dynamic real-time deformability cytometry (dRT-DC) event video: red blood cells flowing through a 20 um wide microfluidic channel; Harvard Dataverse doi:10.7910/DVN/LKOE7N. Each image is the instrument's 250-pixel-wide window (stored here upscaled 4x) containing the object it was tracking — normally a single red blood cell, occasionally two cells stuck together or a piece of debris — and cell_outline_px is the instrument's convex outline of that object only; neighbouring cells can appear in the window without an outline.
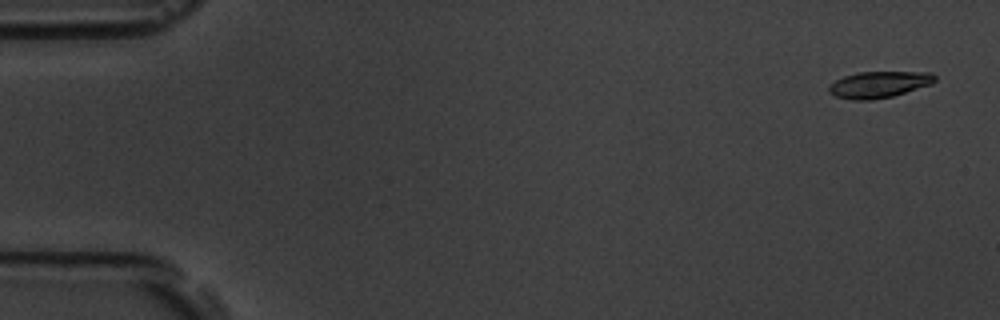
{"species": "common noctule bat (a hibernating species)", "species_latin": "Nyctalus noctula", "temperature_condition": "room temperature", "stored_images_in_passage": 5, "camera_frame_rate_fps": 3000, "um_per_image_px": 0.085, "animal": {"sex": "male", "body_mass_g": 19.5, "forearm_length_mm": 54.6}, "frame": {"image": 1, "passage_image": 1, "time_ms": 0.0, "image_size_px": [1000, 320], "cell_outline_px": [[936, 80], [932, 84], [892, 96], [872, 100], [852, 100], [836, 96], [828, 92], [828, 88], [836, 80], [844, 76], [860, 72], [932, 72], [936, 76]], "centroid_in_image_um": [74.73, 7.18], "position_along_channel_um": 10.3, "area_um2": 16.24}}
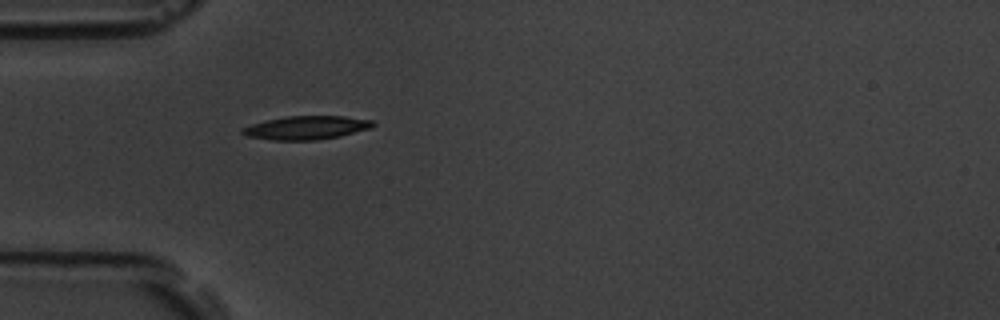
{"frame": {"image": 2, "passage_image": 5, "time_ms": 5.0, "image_size_px": [1000, 320], "cell_outline_px": [[376, 124], [372, 128], [340, 136], [316, 140], [272, 140], [248, 136], [240, 132], [240, 128], [252, 124], [268, 120], [288, 116], [344, 116], [372, 120]], "centroid_in_image_um": [26.06, 10.85], "position_along_channel_um": 58.9, "area_um2": 17.86}}